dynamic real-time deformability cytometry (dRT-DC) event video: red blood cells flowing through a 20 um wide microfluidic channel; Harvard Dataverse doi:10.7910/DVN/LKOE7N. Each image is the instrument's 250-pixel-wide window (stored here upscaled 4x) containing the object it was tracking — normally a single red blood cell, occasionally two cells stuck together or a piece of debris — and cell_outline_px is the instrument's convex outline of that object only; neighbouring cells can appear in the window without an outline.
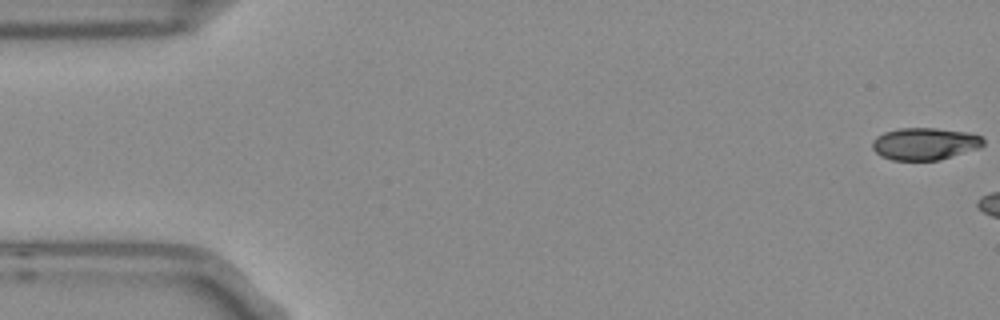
{"species": "Egyptian fruit bat (a non-hibernating species)", "species_latin": "Rousettus aegyptiacus", "temperature_condition": "room temperature", "stored_images_in_passage": 3, "camera_frame_rate_fps": 3000, "um_per_image_px": 0.085, "frame": {"image": 1, "passage_image": 1, "time_ms": 0.0, "image_size_px": [1000, 320], "cell_outline_px": [[984, 144], [980, 148], [940, 160], [892, 160], [880, 156], [872, 148], [872, 140], [876, 136], [884, 132], [900, 128], [936, 128], [968, 132], [980, 136], [984, 140]], "centroid_in_image_um": [78.6, 12.22], "position_along_channel_um": 6.4, "area_um2": 20.98}}